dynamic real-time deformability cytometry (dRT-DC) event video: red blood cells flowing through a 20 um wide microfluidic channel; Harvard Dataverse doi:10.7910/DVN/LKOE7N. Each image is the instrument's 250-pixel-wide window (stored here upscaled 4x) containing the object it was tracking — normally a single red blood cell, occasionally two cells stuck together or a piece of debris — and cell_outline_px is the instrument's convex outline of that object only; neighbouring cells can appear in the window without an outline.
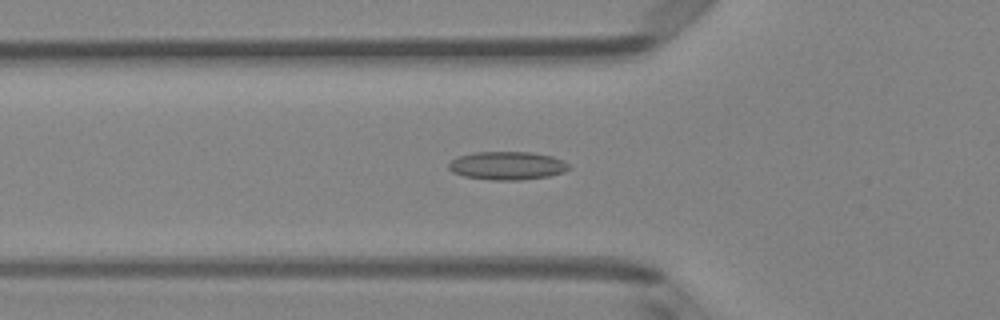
{"species": "Egyptian fruit bat (a non-hibernating species)", "species_latin": "Rousettus aegyptiacus", "temperature_condition": "room temperature", "stored_images_in_passage": 51, "camera_frame_rate_fps": 3000, "um_per_image_px": 0.085, "animal": {"sex": "female"}, "frame": {"image": 1, "passage_image": 18, "time_ms": 5.667, "image_size_px": [1000, 320], "cell_outline_px": [[572, 168], [564, 172], [548, 176], [520, 180], [492, 180], [464, 176], [452, 172], [448, 168], [448, 164], [456, 156], [472, 152], [532, 152], [552, 156], [568, 164]], "centroid_in_image_um": [43.09, 14.07], "position_along_channel_um": 82.7, "area_um2": 19.88}}
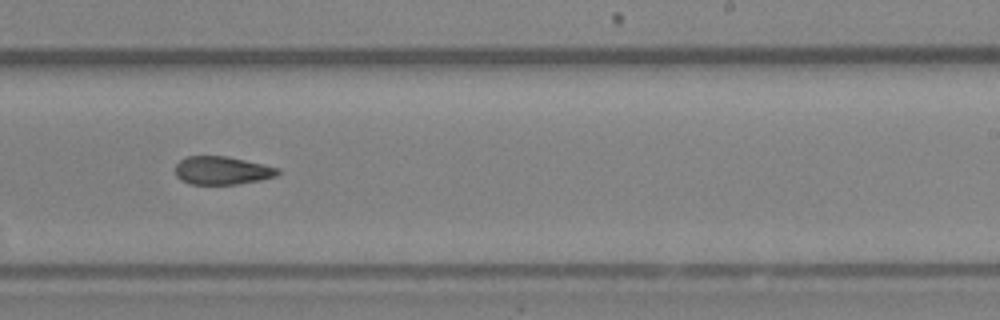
{"frame": {"image": 2, "passage_image": 32, "time_ms": 10.333, "image_size_px": [1000, 320], "cell_outline_px": [[280, 172], [276, 176], [260, 180], [236, 184], [188, 184], [180, 180], [176, 176], [176, 164], [184, 156], [228, 156], [280, 168]], "centroid_in_image_um": [18.86, 14.49], "position_along_channel_um": 270.1, "area_um2": 16.94}}
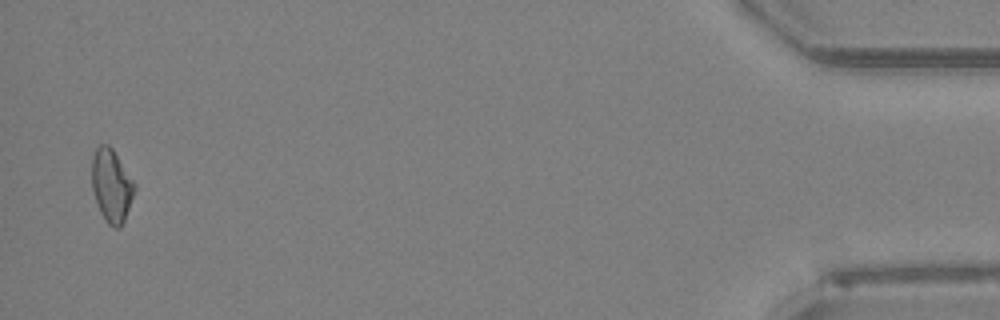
{"frame": {"image": 3, "passage_image": 50, "time_ms": 16.333, "image_size_px": [1000, 320], "cell_outline_px": [[136, 188], [124, 220], [120, 228], [112, 228], [104, 220], [100, 212], [92, 188], [92, 156], [96, 148], [100, 144], [108, 144], [112, 148], [136, 184]], "centroid_in_image_um": [9.48, 15.78], "position_along_channel_um": 425.7, "area_um2": 18.15}, "authors_computed_cell_mechanics": {"area_um2": 18.1492, "velocity_mm_per_s": 4.018, "shape_relaxation_time_tau1_ms": null, "shape_relaxation_time_tau2_ms": 9.7311, "deformation_change_tau1": null, "deformation_change_tau2": 0.2165}}